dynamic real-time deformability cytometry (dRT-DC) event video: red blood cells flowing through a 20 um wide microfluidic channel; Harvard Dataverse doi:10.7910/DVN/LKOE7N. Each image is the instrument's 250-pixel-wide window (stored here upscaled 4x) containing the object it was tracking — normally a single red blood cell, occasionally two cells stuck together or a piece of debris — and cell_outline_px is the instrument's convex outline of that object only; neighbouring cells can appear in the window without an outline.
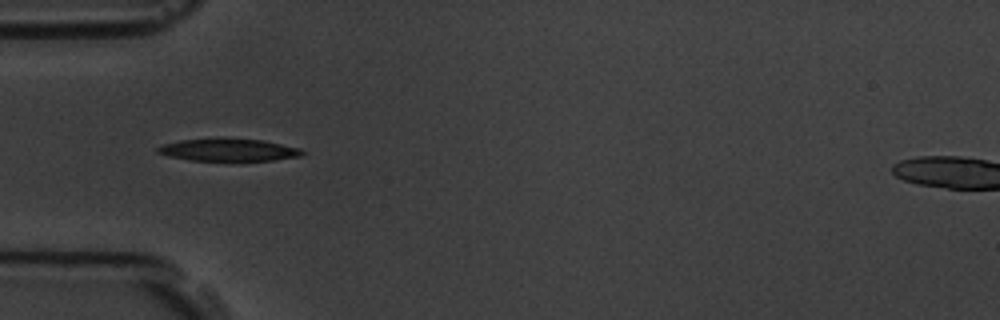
{"species": "common noctule bat (a hibernating species)", "species_latin": "Nyctalus noctula", "temperature_condition": "room temperature", "stored_images_in_passage": 15, "camera_frame_rate_fps": 3000, "um_per_image_px": 0.085, "animal": {"sex": "male", "body_mass_g": 19.5, "forearm_length_mm": 54.6}, "frame": {"image": 1, "passage_image": 5, "time_ms": 5.333, "image_size_px": [1000, 320], "cell_outline_px": [[304, 152], [300, 156], [272, 160], [192, 160], [168, 156], [156, 152], [156, 148], [164, 144], [180, 140], [216, 136], [224, 136], [264, 140], [300, 148]], "centroid_in_image_um": [19.39, 12.69], "position_along_channel_um": 65.6, "area_um2": 19.36}}
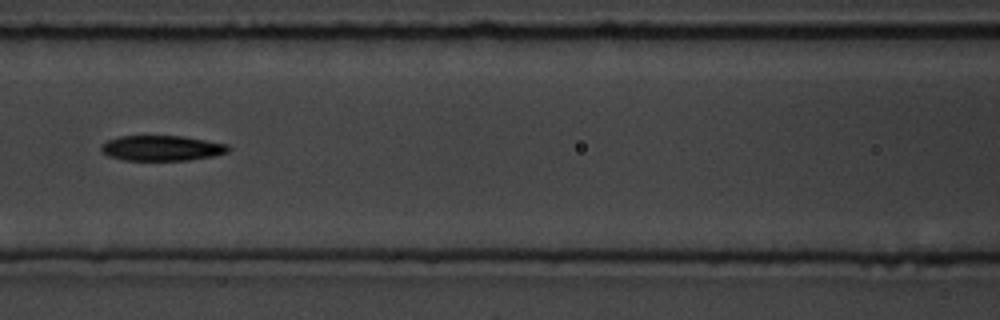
{"frame": {"image": 2, "passage_image": 7, "time_ms": 7.667, "image_size_px": [1000, 320], "cell_outline_px": [[232, 148], [228, 152], [212, 156], [188, 160], [124, 160], [108, 156], [100, 148], [108, 140], [120, 136], [184, 136], [228, 144]], "centroid_in_image_um": [13.8, 12.59], "position_along_channel_um": 152.8, "area_um2": 18.67}}
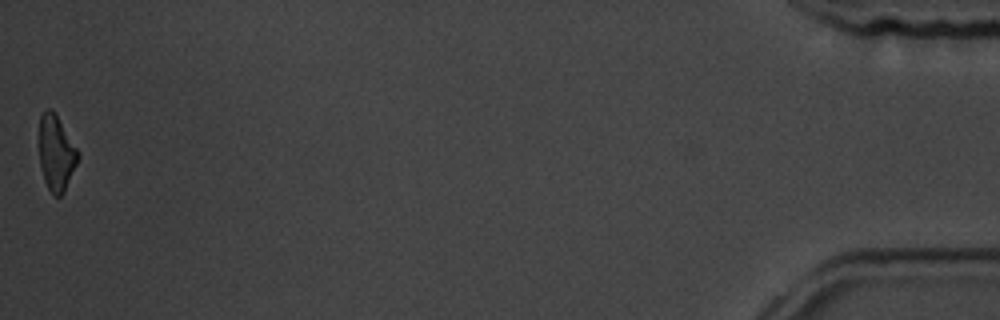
{"frame": {"image": 3, "passage_image": 15, "time_ms": 17.667, "image_size_px": [1000, 320], "cell_outline_px": [[80, 156], [64, 192], [60, 196], [56, 196], [48, 188], [44, 180], [40, 164], [40, 116], [48, 108], [52, 108], [56, 112], [80, 152]], "centroid_in_image_um": [4.81, 12.96], "position_along_channel_um": 430.4, "area_um2": 17.11}, "authors_computed_cell_mechanics": {"area_um2": 19.074, "velocity_mm_per_s": 3.7606, "shape_relaxation_time_tau1_ms": 3.9303, "shape_relaxation_time_tau2_ms": null, "deformation_change_tau1": 0.1258, "deformation_change_tau2": null}}